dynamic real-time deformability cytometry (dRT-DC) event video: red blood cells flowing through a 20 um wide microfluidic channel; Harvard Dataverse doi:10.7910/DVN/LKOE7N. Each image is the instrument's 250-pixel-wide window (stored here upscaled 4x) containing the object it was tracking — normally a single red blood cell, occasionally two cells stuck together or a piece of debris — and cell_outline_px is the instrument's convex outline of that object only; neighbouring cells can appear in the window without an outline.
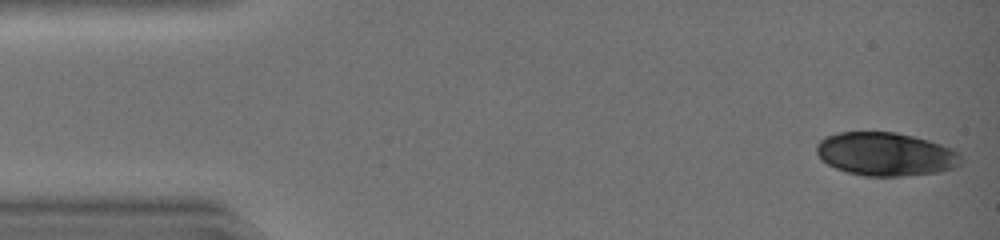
{"species": "common noctule bat (a hibernating species)", "species_latin": "Nyctalus noctula", "temperature_condition": "warm", "stored_images_in_passage": 43, "camera_frame_rate_fps": 3000, "um_per_image_px": 0.085, "animal": {"sex": "female", "body_mass_g": 19.0, "forearm_length_mm": 51.5}, "frame": {"image": 1, "passage_image": 1, "time_ms": 0.0, "image_size_px": [1000, 240], "cell_outline_px": [[964, 160], [960, 164], [952, 168], [940, 172], [900, 176], [864, 176], [848, 172], [836, 168], [820, 160], [816, 152], [816, 144], [824, 136], [840, 132], [896, 132], [928, 140], [952, 148], [960, 152]], "centroid_in_image_um": [75.28, 13.1], "position_along_channel_um": 9.7, "area_um2": 36.82}}
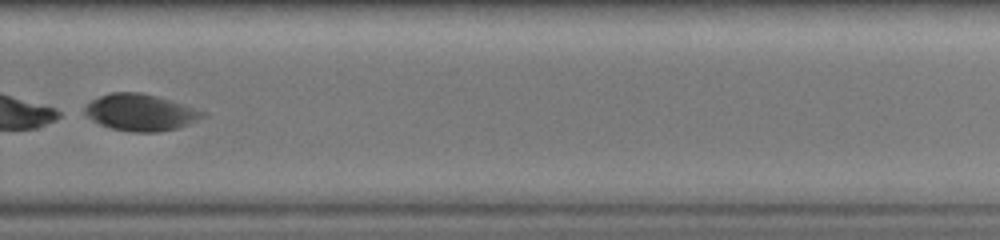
{"frame": {"image": 2, "passage_image": 31, "time_ms": 10.0, "image_size_px": [1000, 240], "cell_outline_px": [[208, 116], [180, 128], [156, 132], [132, 132], [112, 128], [100, 124], [92, 120], [84, 112], [84, 104], [100, 96], [112, 92], [140, 92], [172, 100], [208, 112]], "centroid_in_image_um": [11.99, 9.55], "position_along_channel_um": 317.8, "area_um2": 25.49}}